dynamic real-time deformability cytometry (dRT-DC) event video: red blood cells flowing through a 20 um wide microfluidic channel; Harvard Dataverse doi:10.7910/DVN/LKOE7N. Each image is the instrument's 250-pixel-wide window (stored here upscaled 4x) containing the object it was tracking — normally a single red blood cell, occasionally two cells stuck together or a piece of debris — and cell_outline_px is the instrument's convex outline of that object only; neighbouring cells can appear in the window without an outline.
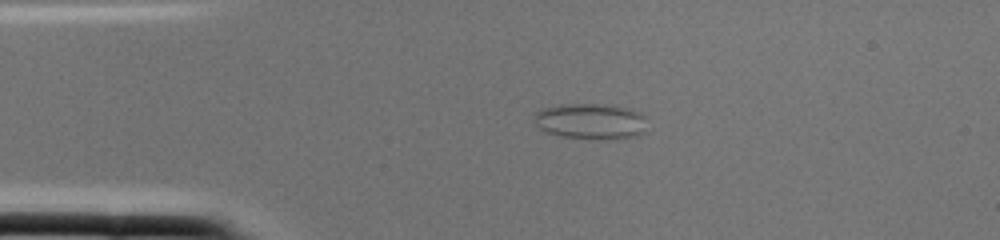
{"species": "common noctule bat (a hibernating species)", "species_latin": "Nyctalus noctula", "temperature_condition": "cold", "stored_images_in_passage": 1, "camera_frame_rate_fps": 3000, "um_per_image_px": 0.085, "animal": {"sex": "female", "body_mass_g": 22.0, "forearm_length_mm": 56.7}, "frame": {"image": 1, "passage_image": 1, "time_ms": 0.0, "image_size_px": [1000, 240], "cell_outline_px": [[648, 132], [636, 136], [604, 140], [600, 140], [560, 136], [548, 132], [540, 128], [536, 124], [536, 112], [540, 108], [560, 104], [600, 104], [628, 108], [640, 112], [644, 116]], "centroid_in_image_um": [50.26, 10.32], "position_along_channel_um": 34.7, "area_um2": 23.81}}